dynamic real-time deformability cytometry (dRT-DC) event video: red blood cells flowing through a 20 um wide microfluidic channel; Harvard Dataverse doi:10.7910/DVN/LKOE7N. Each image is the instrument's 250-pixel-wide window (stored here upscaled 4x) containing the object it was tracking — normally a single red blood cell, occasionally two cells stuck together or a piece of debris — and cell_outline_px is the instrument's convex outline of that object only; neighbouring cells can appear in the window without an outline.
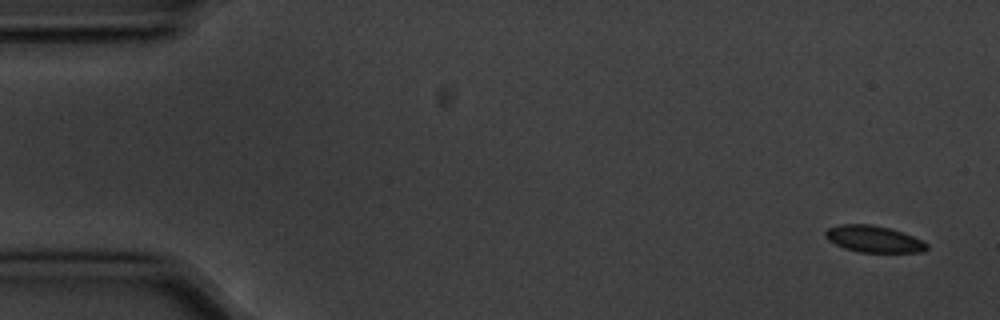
{"species": "common noctule bat (a hibernating species)", "species_latin": "Nyctalus noctula", "temperature_condition": "cold", "stored_images_in_passage": 5, "camera_frame_rate_fps": 3000, "um_per_image_px": 0.085, "animal": {"sex": "male", "body_mass_g": 20.1, "forearm_length_mm": 53.5}, "frame": {"image": 1, "passage_image": 1, "time_ms": 0.0, "image_size_px": [1000, 320], "cell_outline_px": [[928, 248], [924, 252], [860, 252], [844, 248], [828, 240], [824, 236], [824, 232], [828, 228], [840, 224], [868, 224], [888, 228], [912, 236], [928, 244]], "centroid_in_image_um": [74.23, 20.32], "position_along_channel_um": 10.8, "area_um2": 15.55}}